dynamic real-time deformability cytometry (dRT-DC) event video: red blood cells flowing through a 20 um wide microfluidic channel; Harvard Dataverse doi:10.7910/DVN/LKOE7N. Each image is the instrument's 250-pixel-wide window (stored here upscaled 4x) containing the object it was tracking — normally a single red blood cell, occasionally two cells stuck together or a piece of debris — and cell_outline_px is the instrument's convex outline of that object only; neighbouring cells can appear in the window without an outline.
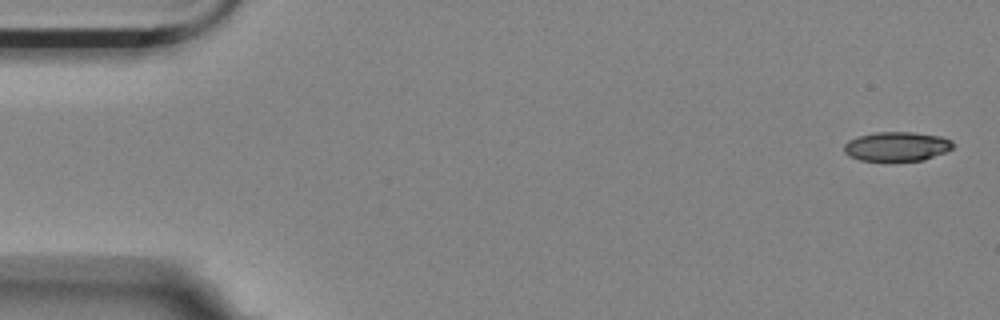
{"species": "Egyptian fruit bat (a non-hibernating species)", "species_latin": "Rousettus aegyptiacus", "temperature_condition": "room temperature", "stored_images_in_passage": 4, "camera_frame_rate_fps": 3000, "um_per_image_px": 0.085, "animal": {"sex": "female"}, "frame": {"image": 1, "passage_image": 1, "time_ms": 0.0, "image_size_px": [1000, 320], "cell_outline_px": [[952, 148], [948, 152], [924, 160], [860, 160], [848, 156], [844, 152], [844, 144], [848, 140], [860, 136], [876, 132], [912, 132], [940, 136], [952, 140]], "centroid_in_image_um": [76.24, 12.44], "position_along_channel_um": 8.8, "area_um2": 18.55}}
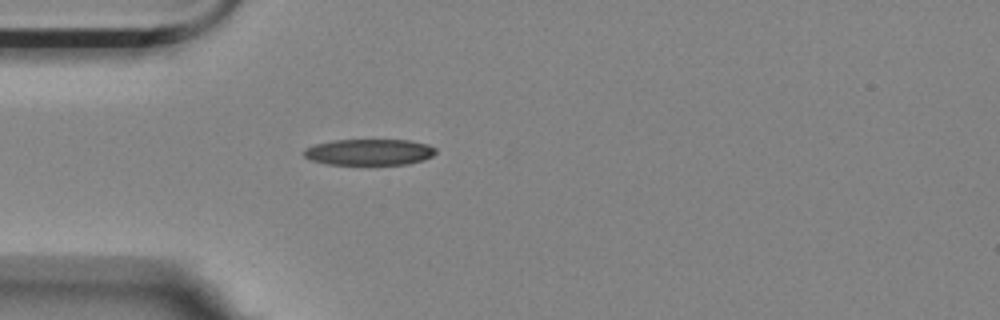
{"frame": {"image": 2, "passage_image": 4, "time_ms": 1.0, "image_size_px": [1000, 320], "cell_outline_px": [[436, 152], [432, 156], [424, 160], [408, 164], [324, 164], [312, 160], [304, 156], [304, 148], [316, 144], [332, 140], [408, 140], [428, 144], [436, 148]], "centroid_in_image_um": [31.4, 12.92], "position_along_channel_um": 53.6, "area_um2": 20.11}}